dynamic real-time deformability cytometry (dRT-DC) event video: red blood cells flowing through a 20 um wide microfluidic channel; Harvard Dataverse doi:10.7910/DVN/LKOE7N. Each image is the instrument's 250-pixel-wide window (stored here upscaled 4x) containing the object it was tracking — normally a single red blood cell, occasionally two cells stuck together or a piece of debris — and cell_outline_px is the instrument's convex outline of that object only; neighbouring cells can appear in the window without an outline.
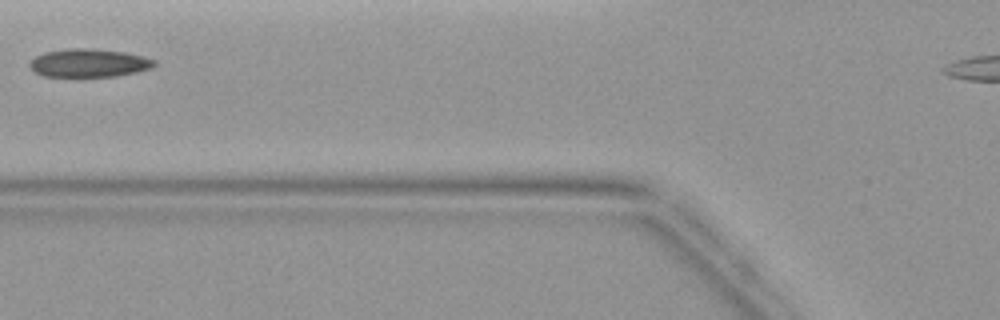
{"species": "common noctule bat (a hibernating species)", "species_latin": "Nyctalus noctula", "temperature_condition": "warm", "stored_images_in_passage": 4, "camera_frame_rate_fps": 3000, "um_per_image_px": 0.085, "animal": {"sex": "female", "body_mass_g": 19.9}, "frame": {"image": 1, "passage_image": 4, "time_ms": 6.0, "image_size_px": [1000, 320], "cell_outline_px": [[156, 64], [152, 68], [136, 72], [116, 76], [44, 76], [36, 72], [28, 64], [36, 56], [44, 52], [68, 48], [88, 48], [124, 52], [144, 56], [156, 60]], "centroid_in_image_um": [7.59, 5.34], "position_along_channel_um": 118.2, "area_um2": 20.4}}